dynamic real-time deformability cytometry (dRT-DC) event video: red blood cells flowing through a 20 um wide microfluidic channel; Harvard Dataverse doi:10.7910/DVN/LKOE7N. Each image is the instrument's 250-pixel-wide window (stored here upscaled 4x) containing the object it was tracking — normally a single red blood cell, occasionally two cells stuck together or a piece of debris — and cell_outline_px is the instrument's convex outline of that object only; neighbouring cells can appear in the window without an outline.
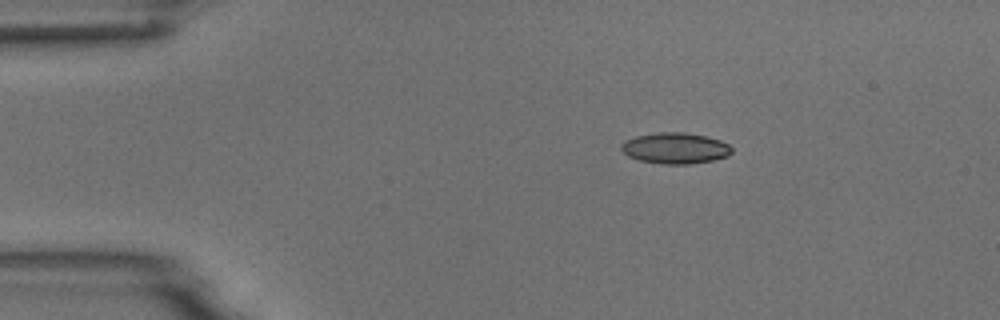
{"species": "common noctule bat (a hibernating species)", "species_latin": "Nyctalus noctula", "temperature_condition": "room temperature", "stored_images_in_passage": 3, "camera_frame_rate_fps": 3000, "um_per_image_px": 0.085, "animal": {"sex": "male", "body_mass_g": 18.8}, "frame": {"image": 1, "passage_image": 2, "time_ms": 0.333, "image_size_px": [1000, 320], "cell_outline_px": [[732, 152], [728, 156], [712, 160], [692, 164], [664, 164], [640, 160], [628, 156], [620, 148], [620, 144], [624, 140], [636, 136], [656, 132], [684, 132], [704, 136], [720, 140], [728, 144], [732, 148]], "centroid_in_image_um": [57.38, 12.59], "position_along_channel_um": 27.6, "area_um2": 20.0}}